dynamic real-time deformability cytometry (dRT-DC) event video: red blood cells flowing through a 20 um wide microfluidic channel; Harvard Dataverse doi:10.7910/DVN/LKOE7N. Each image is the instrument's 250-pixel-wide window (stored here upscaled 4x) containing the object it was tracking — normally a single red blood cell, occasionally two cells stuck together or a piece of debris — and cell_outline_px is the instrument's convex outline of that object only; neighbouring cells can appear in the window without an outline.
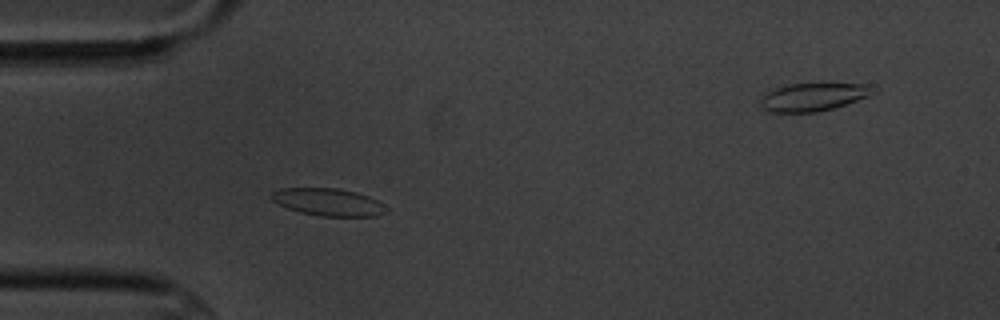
{"species": "common noctule bat (a hibernating species)", "species_latin": "Nyctalus noctula", "temperature_condition": "cold", "stored_images_in_passage": 4, "camera_frame_rate_fps": 3000, "um_per_image_px": 0.085, "animal": {"sex": "male", "body_mass_g": 20.1, "forearm_length_mm": 53.5}, "frame": {"image": 1, "passage_image": 3, "time_ms": 2.333, "image_size_px": [1000, 320], "cell_outline_px": [[388, 212], [376, 216], [320, 216], [300, 212], [288, 208], [272, 200], [272, 192], [280, 188], [336, 188], [356, 192], [368, 196], [384, 204], [388, 208]], "centroid_in_image_um": [27.94, 17.18], "position_along_channel_um": 57.1, "area_um2": 18.26}}